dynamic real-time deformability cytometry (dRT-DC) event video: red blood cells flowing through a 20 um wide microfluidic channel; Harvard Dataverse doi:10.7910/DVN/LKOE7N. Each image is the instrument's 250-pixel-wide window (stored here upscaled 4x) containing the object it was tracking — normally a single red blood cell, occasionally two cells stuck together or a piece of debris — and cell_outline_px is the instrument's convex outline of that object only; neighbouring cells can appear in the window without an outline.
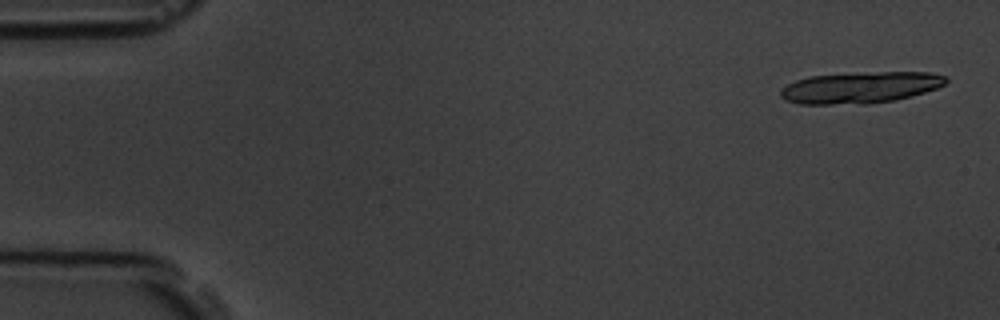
{"species": "common noctule bat (a hibernating species)", "species_latin": "Nyctalus noctula", "temperature_condition": "room temperature", "stored_images_in_passage": 6, "camera_frame_rate_fps": 3000, "um_per_image_px": 0.085, "animal": {"sex": "male", "body_mass_g": 19.5, "forearm_length_mm": 54.6}, "frame": {"image": 1, "passage_image": 1, "time_ms": 0.0, "image_size_px": [1000, 320], "cell_outline_px": [[948, 80], [944, 84], [936, 88], [924, 92], [896, 100], [864, 104], [800, 104], [784, 100], [780, 96], [780, 88], [796, 80], [808, 76], [880, 72], [928, 72], [944, 76]], "centroid_in_image_um": [73.08, 7.45], "position_along_channel_um": 11.9, "area_um2": 30.11}}